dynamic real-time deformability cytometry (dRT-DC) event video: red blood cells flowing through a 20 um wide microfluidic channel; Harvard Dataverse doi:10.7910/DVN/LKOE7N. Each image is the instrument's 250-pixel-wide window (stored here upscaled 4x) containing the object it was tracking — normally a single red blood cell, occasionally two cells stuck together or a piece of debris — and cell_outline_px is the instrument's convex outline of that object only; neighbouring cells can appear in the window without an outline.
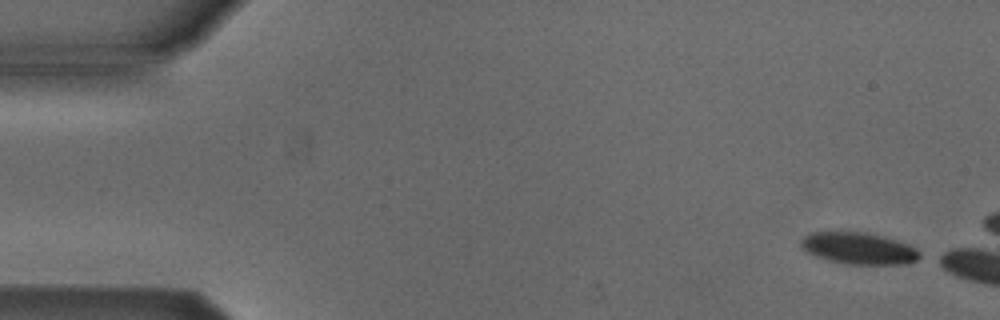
{"species": "Egyptian fruit bat (a non-hibernating species)", "species_latin": "Rousettus aegyptiacus", "temperature_condition": "cold", "stored_images_in_passage": 11, "camera_frame_rate_fps": 3000, "um_per_image_px": 0.085, "animal": {"sex": "male"}, "frame": {"image": 1, "passage_image": 1, "time_ms": 0.0, "image_size_px": [1000, 320], "cell_outline_px": [[924, 256], [916, 260], [904, 264], [848, 264], [828, 260], [804, 252], [800, 244], [800, 240], [808, 232], [836, 228], [868, 232], [884, 236], [908, 244], [916, 248]], "centroid_in_image_um": [72.92, 21.05], "position_along_channel_um": 12.1, "area_um2": 23.06}}